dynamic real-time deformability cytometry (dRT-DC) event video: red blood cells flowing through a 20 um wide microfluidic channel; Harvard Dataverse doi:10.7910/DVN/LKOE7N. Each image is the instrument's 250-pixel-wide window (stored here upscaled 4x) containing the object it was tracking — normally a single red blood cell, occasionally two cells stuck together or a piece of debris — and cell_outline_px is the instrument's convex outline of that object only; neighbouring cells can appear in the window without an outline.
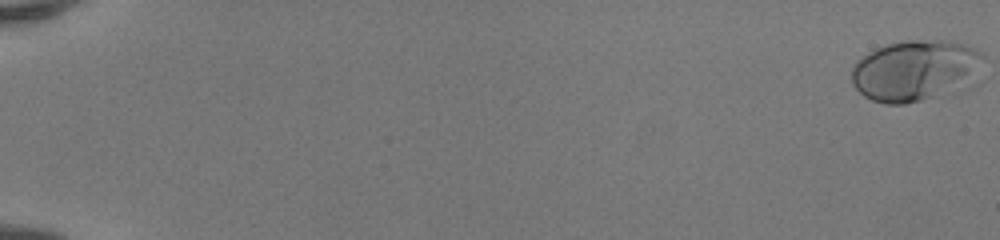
{"species": "human", "species_latin": "Homo sapiens", "temperature_condition": "room temperature", "stored_images_in_passage": 52, "camera_frame_rate_fps": 3000, "um_per_image_px": 0.085, "donor": {"sex": "female"}, "frame": {"image": 1, "passage_image": 1, "time_ms": 0.0, "image_size_px": [1000, 240], "cell_outline_px": [[984, 56], [960, 80], [936, 96], [904, 104], [884, 104], [872, 100], [864, 96], [852, 84], [852, 64], [856, 60], [868, 52], [876, 48], [888, 44], [908, 40], [948, 40], [972, 48], [980, 52]], "centroid_in_image_um": [77.53, 5.95], "position_along_channel_um": 7.5, "area_um2": 44.27}}
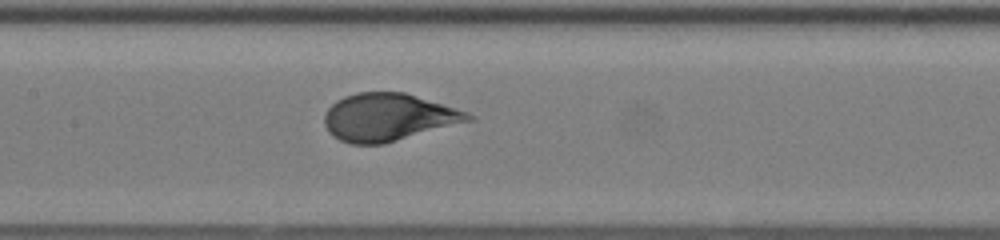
{"frame": {"image": 2, "passage_image": 28, "time_ms": 9.0, "image_size_px": [1000, 240], "cell_outline_px": [[476, 120], [384, 144], [352, 144], [340, 140], [332, 136], [328, 132], [324, 124], [324, 112], [336, 100], [344, 96], [356, 92], [404, 92], [468, 112], [476, 116]], "centroid_in_image_um": [33.01, 9.97], "position_along_channel_um": 174.4, "area_um2": 40.23}}
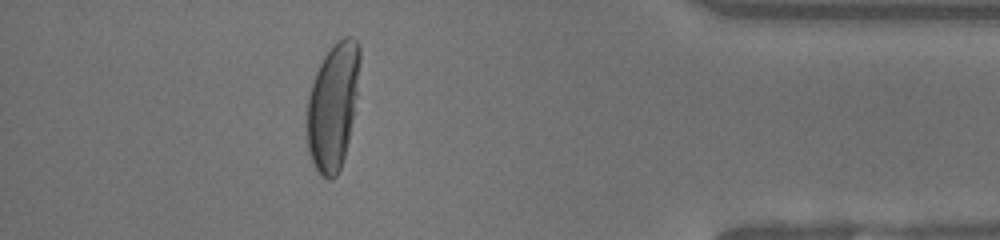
{"frame": {"image": 3, "passage_image": 47, "time_ms": 15.333, "image_size_px": [1000, 240], "cell_outline_px": [[360, 60], [356, 96], [348, 140], [344, 156], [340, 168], [336, 176], [332, 180], [328, 180], [312, 164], [308, 152], [308, 96], [316, 72], [324, 56], [332, 44], [336, 40], [344, 36], [352, 36], [356, 40], [360, 48]], "centroid_in_image_um": [28.3, 8.98], "position_along_channel_um": 406.9, "area_um2": 38.49}, "authors_computed_cell_mechanics": {"area_um2": 40.6623, "velocity_mm_per_s": 4.1668, "shape_relaxation_time_tau1_ms": 6.0479, "shape_relaxation_time_tau2_ms": null, "deformation_change_tau1": 0.2632, "deformation_change_tau2": null}}